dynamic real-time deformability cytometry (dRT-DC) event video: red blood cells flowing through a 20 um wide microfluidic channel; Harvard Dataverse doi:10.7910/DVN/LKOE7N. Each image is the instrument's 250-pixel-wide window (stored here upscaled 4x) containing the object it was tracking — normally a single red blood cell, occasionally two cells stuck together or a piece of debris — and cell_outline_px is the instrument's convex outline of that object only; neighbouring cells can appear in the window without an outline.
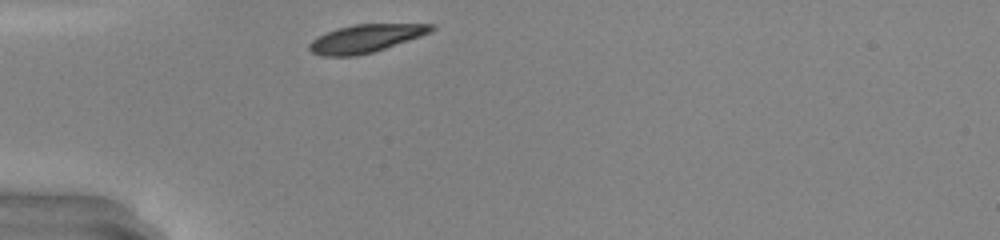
{"species": "common noctule bat (a hibernating species)", "species_latin": "Nyctalus noctula", "temperature_condition": "warm", "stored_images_in_passage": 26, "camera_frame_rate_fps": 3000, "um_per_image_px": 0.085, "animal": {"sex": "male", "body_mass_g": 20.0, "forearm_length_mm": 53.3}, "frame": {"image": 1, "passage_image": 1, "time_ms": 0.0, "image_size_px": [1000, 240], "cell_outline_px": [[436, 28], [432, 32], [372, 52], [356, 56], [320, 56], [312, 52], [308, 48], [308, 44], [316, 36], [340, 28], [356, 24], [436, 24]], "centroid_in_image_um": [31.07, 3.27], "position_along_channel_um": 53.9, "area_um2": 19.71}}
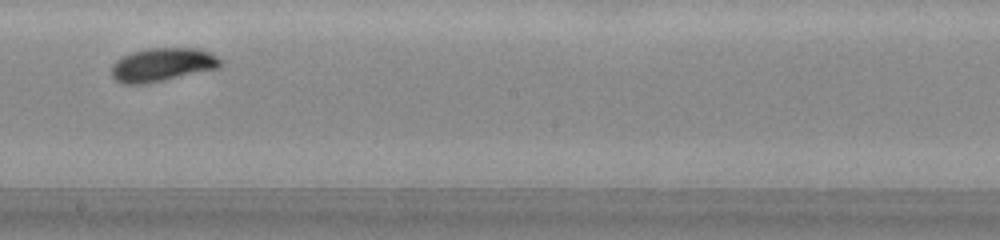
{"frame": {"image": 2, "passage_image": 15, "time_ms": 4.667, "image_size_px": [1000, 240], "cell_outline_px": [[224, 64], [220, 68], [144, 84], [120, 84], [112, 76], [112, 64], [116, 60], [132, 52], [148, 48], [196, 48], [208, 52], [216, 56]], "centroid_in_image_um": [13.8, 5.5], "position_along_channel_um": 234.4, "area_um2": 21.21}, "authors_computed_cell_mechanics": {"area_um2": 20.7502, "velocity_mm_per_s": 4.1759, "shape_relaxation_time_tau1_ms": 1.1419, "shape_relaxation_time_tau2_ms": null, "deformation_change_tau1": 0.13, "deformation_change_tau2": null}}